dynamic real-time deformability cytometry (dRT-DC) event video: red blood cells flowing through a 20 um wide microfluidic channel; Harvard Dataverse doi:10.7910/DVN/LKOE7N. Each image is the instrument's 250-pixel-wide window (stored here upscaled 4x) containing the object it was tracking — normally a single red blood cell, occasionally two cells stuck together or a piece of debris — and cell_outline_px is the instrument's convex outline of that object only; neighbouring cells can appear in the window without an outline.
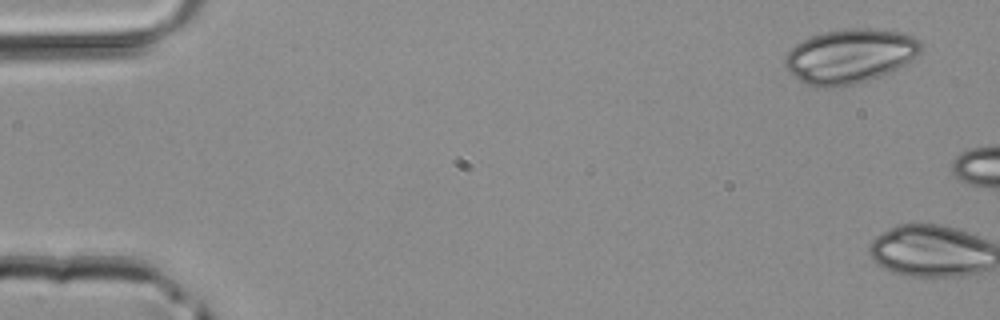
{"species": "common noctule bat (a hibernating species)", "species_latin": "Nyctalus noctula", "temperature_condition": "room temperature", "stored_images_in_passage": 6, "camera_frame_rate_fps": 3000, "um_per_image_px": 0.085, "animal": {"sex": "male", "body_mass_g": 20.4}, "frame": {"image": 1, "passage_image": 1, "time_ms": 0.0, "image_size_px": [1000, 320], "cell_outline_px": [[924, 48], [912, 60], [880, 76], [868, 80], [852, 84], [832, 88], [824, 88], [804, 84], [792, 76], [784, 68], [784, 56], [796, 44], [812, 36], [824, 32], [848, 28], [872, 28], [904, 32], [920, 40], [924, 44]], "centroid_in_image_um": [72.24, 4.77], "position_along_channel_um": 12.8, "area_um2": 43.41}}